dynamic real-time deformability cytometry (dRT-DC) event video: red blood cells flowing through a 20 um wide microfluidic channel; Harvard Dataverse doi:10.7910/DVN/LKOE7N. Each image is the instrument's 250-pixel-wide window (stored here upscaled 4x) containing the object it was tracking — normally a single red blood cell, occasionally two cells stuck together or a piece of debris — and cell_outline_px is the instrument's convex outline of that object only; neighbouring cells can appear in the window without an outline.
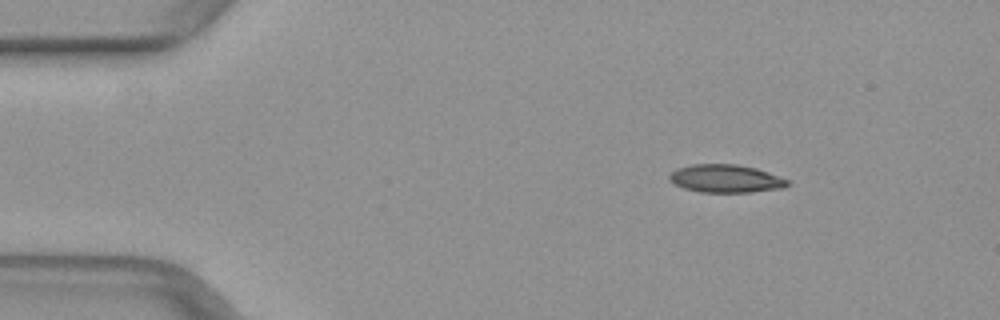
{"species": "common noctule bat (a hibernating species)", "species_latin": "Nyctalus noctula", "temperature_condition": "warm", "stored_images_in_passage": 8, "camera_frame_rate_fps": 3000, "um_per_image_px": 0.085, "animal": {"sex": "female", "body_mass_g": 29.2, "forearm_length_mm": 56.3}, "frame": {"image": 1, "passage_image": 1, "time_ms": 0.0, "image_size_px": [1000, 320], "cell_outline_px": [[788, 184], [784, 188], [752, 192], [700, 192], [684, 188], [668, 180], [668, 176], [676, 168], [692, 164], [736, 164], [756, 168], [768, 172], [788, 180]], "centroid_in_image_um": [61.67, 15.18], "position_along_channel_um": 23.3, "area_um2": 19.25}}